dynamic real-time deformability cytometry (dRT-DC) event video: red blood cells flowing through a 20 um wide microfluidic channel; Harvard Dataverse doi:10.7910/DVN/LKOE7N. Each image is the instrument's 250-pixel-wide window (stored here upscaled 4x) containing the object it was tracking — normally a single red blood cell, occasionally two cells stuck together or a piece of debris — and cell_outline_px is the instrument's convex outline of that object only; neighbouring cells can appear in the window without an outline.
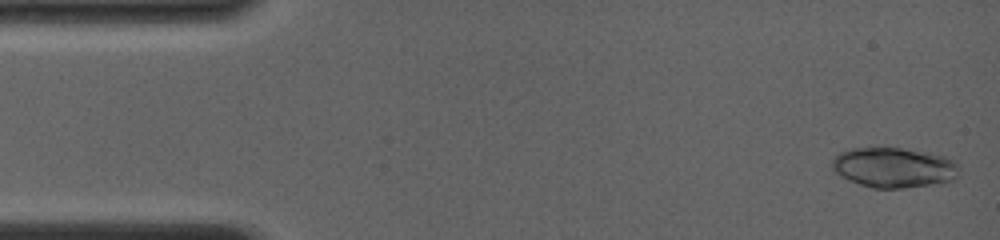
{"species": "common noctule bat (a hibernating species)", "species_latin": "Nyctalus noctula", "temperature_condition": "room temperature", "stored_images_in_passage": 8, "camera_frame_rate_fps": 4000, "um_per_image_px": 0.085, "animal": {"sex": "female", "body_mass_g": 19.0, "forearm_length_mm": 56.7}, "frame": {"image": 1, "passage_image": 1, "time_ms": 0.0, "image_size_px": [1000, 240], "cell_outline_px": [[960, 164], [956, 180], [944, 184], [904, 188], [872, 188], [860, 184], [840, 176], [832, 172], [832, 160], [840, 152], [852, 148], [900, 148], [928, 152], [944, 156], [956, 160]], "centroid_in_image_um": [76.05, 14.26], "position_along_channel_um": 9.0, "area_um2": 30.29}}
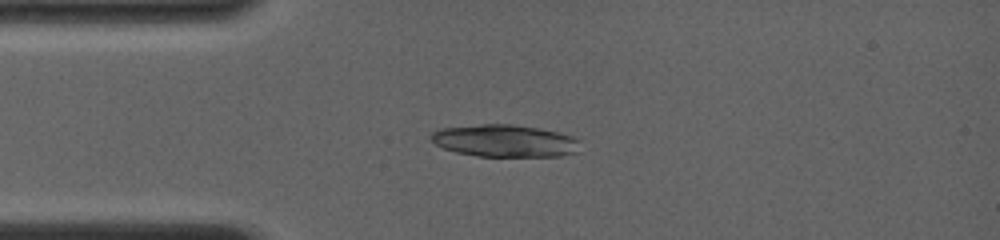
{"frame": {"image": 2, "passage_image": 7, "time_ms": 3.25, "image_size_px": [1000, 240], "cell_outline_px": [[580, 140], [576, 152], [560, 156], [476, 156], [456, 152], [444, 148], [436, 144], [428, 136], [432, 132], [440, 128], [480, 124], [512, 124], [560, 132], [572, 136]], "centroid_in_image_um": [42.88, 11.96], "position_along_channel_um": 42.1, "area_um2": 28.03}}